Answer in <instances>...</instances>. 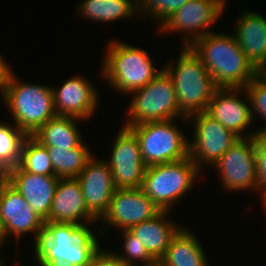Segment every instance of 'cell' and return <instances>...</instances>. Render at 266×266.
Listing matches in <instances>:
<instances>
[{"mask_svg":"<svg viewBox=\"0 0 266 266\" xmlns=\"http://www.w3.org/2000/svg\"><path fill=\"white\" fill-rule=\"evenodd\" d=\"M190 48L207 68L217 88H244L257 76V69L233 34L211 32L198 38Z\"/></svg>","mask_w":266,"mask_h":266,"instance_id":"1","label":"cell"},{"mask_svg":"<svg viewBox=\"0 0 266 266\" xmlns=\"http://www.w3.org/2000/svg\"><path fill=\"white\" fill-rule=\"evenodd\" d=\"M96 235L72 223L44 222L43 234L34 246L41 266H88L99 252Z\"/></svg>","mask_w":266,"mask_h":266,"instance_id":"2","label":"cell"},{"mask_svg":"<svg viewBox=\"0 0 266 266\" xmlns=\"http://www.w3.org/2000/svg\"><path fill=\"white\" fill-rule=\"evenodd\" d=\"M12 71L1 90L3 101L11 111L15 125L27 136H32L57 115L52 86L23 83Z\"/></svg>","mask_w":266,"mask_h":266,"instance_id":"3","label":"cell"},{"mask_svg":"<svg viewBox=\"0 0 266 266\" xmlns=\"http://www.w3.org/2000/svg\"><path fill=\"white\" fill-rule=\"evenodd\" d=\"M182 48L176 65L166 64L163 69L173 81L180 111L188 117L206 111L217 87L195 52Z\"/></svg>","mask_w":266,"mask_h":266,"instance_id":"4","label":"cell"},{"mask_svg":"<svg viewBox=\"0 0 266 266\" xmlns=\"http://www.w3.org/2000/svg\"><path fill=\"white\" fill-rule=\"evenodd\" d=\"M101 68L102 77L123 94H129L146 86L162 69L153 66L147 51L142 48L111 41L106 49Z\"/></svg>","mask_w":266,"mask_h":266,"instance_id":"5","label":"cell"},{"mask_svg":"<svg viewBox=\"0 0 266 266\" xmlns=\"http://www.w3.org/2000/svg\"><path fill=\"white\" fill-rule=\"evenodd\" d=\"M200 173L190 157L147 166L141 189L161 211H170L175 202L192 188Z\"/></svg>","mask_w":266,"mask_h":266,"instance_id":"6","label":"cell"},{"mask_svg":"<svg viewBox=\"0 0 266 266\" xmlns=\"http://www.w3.org/2000/svg\"><path fill=\"white\" fill-rule=\"evenodd\" d=\"M130 94H133L134 98L127 109V123L123 126H135L179 117L187 119L179 109L173 81L164 69L146 86Z\"/></svg>","mask_w":266,"mask_h":266,"instance_id":"7","label":"cell"},{"mask_svg":"<svg viewBox=\"0 0 266 266\" xmlns=\"http://www.w3.org/2000/svg\"><path fill=\"white\" fill-rule=\"evenodd\" d=\"M173 122L174 119L125 126L135 134L146 166L189 157V139Z\"/></svg>","mask_w":266,"mask_h":266,"instance_id":"8","label":"cell"},{"mask_svg":"<svg viewBox=\"0 0 266 266\" xmlns=\"http://www.w3.org/2000/svg\"><path fill=\"white\" fill-rule=\"evenodd\" d=\"M44 219L25 201L22 195L0 176V237L1 245L11 235L15 239L27 233L35 234V245L43 234Z\"/></svg>","mask_w":266,"mask_h":266,"instance_id":"9","label":"cell"},{"mask_svg":"<svg viewBox=\"0 0 266 266\" xmlns=\"http://www.w3.org/2000/svg\"><path fill=\"white\" fill-rule=\"evenodd\" d=\"M257 136L239 138L214 164L229 191H259L256 172Z\"/></svg>","mask_w":266,"mask_h":266,"instance_id":"10","label":"cell"},{"mask_svg":"<svg viewBox=\"0 0 266 266\" xmlns=\"http://www.w3.org/2000/svg\"><path fill=\"white\" fill-rule=\"evenodd\" d=\"M195 118L194 133L189 141V157L197 168L206 163L213 165L239 139L231 130L225 128L206 112L191 114L187 119Z\"/></svg>","mask_w":266,"mask_h":266,"instance_id":"11","label":"cell"},{"mask_svg":"<svg viewBox=\"0 0 266 266\" xmlns=\"http://www.w3.org/2000/svg\"><path fill=\"white\" fill-rule=\"evenodd\" d=\"M225 4L221 0H188L161 26V32H181L189 37L184 39L182 47H190L198 38L211 31L224 12ZM187 34H186V33Z\"/></svg>","mask_w":266,"mask_h":266,"instance_id":"12","label":"cell"},{"mask_svg":"<svg viewBox=\"0 0 266 266\" xmlns=\"http://www.w3.org/2000/svg\"><path fill=\"white\" fill-rule=\"evenodd\" d=\"M114 142L110 160L107 162L116 188H141L147 166L142 159L135 134L123 126Z\"/></svg>","mask_w":266,"mask_h":266,"instance_id":"13","label":"cell"},{"mask_svg":"<svg viewBox=\"0 0 266 266\" xmlns=\"http://www.w3.org/2000/svg\"><path fill=\"white\" fill-rule=\"evenodd\" d=\"M160 212V208L141 188L117 189L99 220L124 230L150 220Z\"/></svg>","mask_w":266,"mask_h":266,"instance_id":"14","label":"cell"},{"mask_svg":"<svg viewBox=\"0 0 266 266\" xmlns=\"http://www.w3.org/2000/svg\"><path fill=\"white\" fill-rule=\"evenodd\" d=\"M241 91L246 94L245 98L248 99V102L237 97V94ZM205 112L239 138L257 136V131L254 133L252 131L249 135L244 133L253 122L250 100L245 87L217 88Z\"/></svg>","mask_w":266,"mask_h":266,"instance_id":"15","label":"cell"},{"mask_svg":"<svg viewBox=\"0 0 266 266\" xmlns=\"http://www.w3.org/2000/svg\"><path fill=\"white\" fill-rule=\"evenodd\" d=\"M81 75L67 79L59 89L52 87L53 105L57 115L88 120L97 109L98 92Z\"/></svg>","mask_w":266,"mask_h":266,"instance_id":"16","label":"cell"},{"mask_svg":"<svg viewBox=\"0 0 266 266\" xmlns=\"http://www.w3.org/2000/svg\"><path fill=\"white\" fill-rule=\"evenodd\" d=\"M82 189L88 210L100 219L106 212L109 202L117 190L111 168L107 161L92 157L76 177Z\"/></svg>","mask_w":266,"mask_h":266,"instance_id":"17","label":"cell"},{"mask_svg":"<svg viewBox=\"0 0 266 266\" xmlns=\"http://www.w3.org/2000/svg\"><path fill=\"white\" fill-rule=\"evenodd\" d=\"M44 221L78 224L89 230L88 223L98 221L86 206L77 178H59L49 216Z\"/></svg>","mask_w":266,"mask_h":266,"instance_id":"18","label":"cell"},{"mask_svg":"<svg viewBox=\"0 0 266 266\" xmlns=\"http://www.w3.org/2000/svg\"><path fill=\"white\" fill-rule=\"evenodd\" d=\"M3 177L41 218L45 220L49 216L58 177L25 172L18 165L9 169Z\"/></svg>","mask_w":266,"mask_h":266,"instance_id":"19","label":"cell"},{"mask_svg":"<svg viewBox=\"0 0 266 266\" xmlns=\"http://www.w3.org/2000/svg\"><path fill=\"white\" fill-rule=\"evenodd\" d=\"M235 26L234 37L258 70L266 62V18L260 13L244 11Z\"/></svg>","mask_w":266,"mask_h":266,"instance_id":"20","label":"cell"},{"mask_svg":"<svg viewBox=\"0 0 266 266\" xmlns=\"http://www.w3.org/2000/svg\"><path fill=\"white\" fill-rule=\"evenodd\" d=\"M168 213L169 211H161L152 219L128 229L158 262L165 255L173 236L181 228L171 221H166Z\"/></svg>","mask_w":266,"mask_h":266,"instance_id":"21","label":"cell"},{"mask_svg":"<svg viewBox=\"0 0 266 266\" xmlns=\"http://www.w3.org/2000/svg\"><path fill=\"white\" fill-rule=\"evenodd\" d=\"M159 263L162 266H209L200 241L194 233L183 226L171 239Z\"/></svg>","mask_w":266,"mask_h":266,"instance_id":"22","label":"cell"},{"mask_svg":"<svg viewBox=\"0 0 266 266\" xmlns=\"http://www.w3.org/2000/svg\"><path fill=\"white\" fill-rule=\"evenodd\" d=\"M79 120L82 119L56 115L40 127L32 137L43 146L73 149L83 142L81 133L75 125Z\"/></svg>","mask_w":266,"mask_h":266,"instance_id":"23","label":"cell"},{"mask_svg":"<svg viewBox=\"0 0 266 266\" xmlns=\"http://www.w3.org/2000/svg\"><path fill=\"white\" fill-rule=\"evenodd\" d=\"M77 8L80 15L101 23L139 15L137 0H83Z\"/></svg>","mask_w":266,"mask_h":266,"instance_id":"24","label":"cell"},{"mask_svg":"<svg viewBox=\"0 0 266 266\" xmlns=\"http://www.w3.org/2000/svg\"><path fill=\"white\" fill-rule=\"evenodd\" d=\"M51 159L54 174L58 178H76L93 157L84 141L73 149L45 146Z\"/></svg>","mask_w":266,"mask_h":266,"instance_id":"25","label":"cell"},{"mask_svg":"<svg viewBox=\"0 0 266 266\" xmlns=\"http://www.w3.org/2000/svg\"><path fill=\"white\" fill-rule=\"evenodd\" d=\"M0 121V176L18 165L21 147L27 135L17 126Z\"/></svg>","mask_w":266,"mask_h":266,"instance_id":"26","label":"cell"},{"mask_svg":"<svg viewBox=\"0 0 266 266\" xmlns=\"http://www.w3.org/2000/svg\"><path fill=\"white\" fill-rule=\"evenodd\" d=\"M18 166L32 174L55 175L46 147L32 136L23 141Z\"/></svg>","mask_w":266,"mask_h":266,"instance_id":"27","label":"cell"},{"mask_svg":"<svg viewBox=\"0 0 266 266\" xmlns=\"http://www.w3.org/2000/svg\"><path fill=\"white\" fill-rule=\"evenodd\" d=\"M125 254L113 253L126 266H139L135 262L140 261L142 266H152L158 261L148 252L145 246L128 229L123 230ZM135 263V264H134Z\"/></svg>","mask_w":266,"mask_h":266,"instance_id":"28","label":"cell"},{"mask_svg":"<svg viewBox=\"0 0 266 266\" xmlns=\"http://www.w3.org/2000/svg\"><path fill=\"white\" fill-rule=\"evenodd\" d=\"M139 15L151 14L161 26L168 18H170L179 8H181L188 0H137ZM141 13V14H140ZM161 23V24H160Z\"/></svg>","mask_w":266,"mask_h":266,"instance_id":"29","label":"cell"},{"mask_svg":"<svg viewBox=\"0 0 266 266\" xmlns=\"http://www.w3.org/2000/svg\"><path fill=\"white\" fill-rule=\"evenodd\" d=\"M249 96L251 115L254 121V114L258 113L262 119L266 122V83L262 81L258 76L251 80V82L245 87ZM253 109V110H252ZM266 130V125L257 129V132Z\"/></svg>","mask_w":266,"mask_h":266,"instance_id":"30","label":"cell"},{"mask_svg":"<svg viewBox=\"0 0 266 266\" xmlns=\"http://www.w3.org/2000/svg\"><path fill=\"white\" fill-rule=\"evenodd\" d=\"M256 172L258 180V189L262 201L266 200V147L259 141L257 137L256 145Z\"/></svg>","mask_w":266,"mask_h":266,"instance_id":"31","label":"cell"},{"mask_svg":"<svg viewBox=\"0 0 266 266\" xmlns=\"http://www.w3.org/2000/svg\"><path fill=\"white\" fill-rule=\"evenodd\" d=\"M88 266H126L111 251L99 250Z\"/></svg>","mask_w":266,"mask_h":266,"instance_id":"32","label":"cell"},{"mask_svg":"<svg viewBox=\"0 0 266 266\" xmlns=\"http://www.w3.org/2000/svg\"><path fill=\"white\" fill-rule=\"evenodd\" d=\"M2 57L3 56L0 55V91L2 90V87L4 86L8 74L11 70L10 65H8V62L6 63Z\"/></svg>","mask_w":266,"mask_h":266,"instance_id":"33","label":"cell"},{"mask_svg":"<svg viewBox=\"0 0 266 266\" xmlns=\"http://www.w3.org/2000/svg\"><path fill=\"white\" fill-rule=\"evenodd\" d=\"M257 76L266 83V62L257 70Z\"/></svg>","mask_w":266,"mask_h":266,"instance_id":"34","label":"cell"},{"mask_svg":"<svg viewBox=\"0 0 266 266\" xmlns=\"http://www.w3.org/2000/svg\"><path fill=\"white\" fill-rule=\"evenodd\" d=\"M257 137L259 141L266 147V130L257 132Z\"/></svg>","mask_w":266,"mask_h":266,"instance_id":"35","label":"cell"},{"mask_svg":"<svg viewBox=\"0 0 266 266\" xmlns=\"http://www.w3.org/2000/svg\"><path fill=\"white\" fill-rule=\"evenodd\" d=\"M0 266H5L4 261H2L1 257H0Z\"/></svg>","mask_w":266,"mask_h":266,"instance_id":"36","label":"cell"},{"mask_svg":"<svg viewBox=\"0 0 266 266\" xmlns=\"http://www.w3.org/2000/svg\"><path fill=\"white\" fill-rule=\"evenodd\" d=\"M152 266H162L159 262Z\"/></svg>","mask_w":266,"mask_h":266,"instance_id":"37","label":"cell"}]
</instances>
